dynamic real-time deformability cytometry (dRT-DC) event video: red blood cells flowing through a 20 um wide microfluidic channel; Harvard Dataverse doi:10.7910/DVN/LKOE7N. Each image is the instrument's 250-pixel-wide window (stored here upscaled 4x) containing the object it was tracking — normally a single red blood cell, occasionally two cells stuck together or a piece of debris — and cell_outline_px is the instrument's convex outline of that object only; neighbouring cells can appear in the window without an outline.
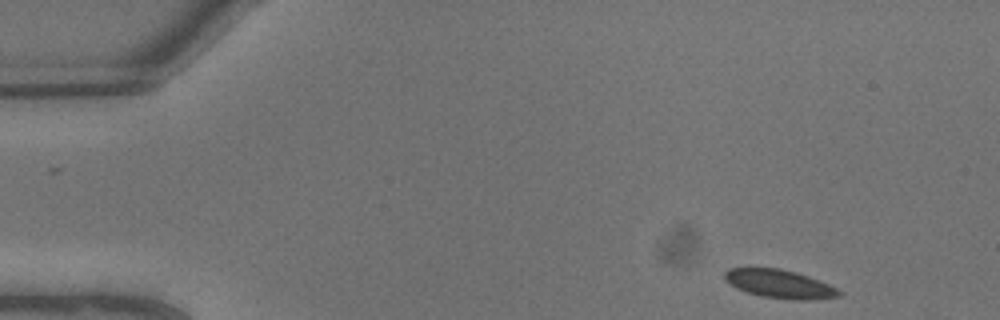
{"species": "common noctule bat (a hibernating species)", "species_latin": "Nyctalus noctula", "temperature_condition": "warm", "stored_images_in_passage": 8, "camera_frame_rate_fps": 3000, "um_per_image_px": 0.085, "animal": {"sex": "male", "body_mass_g": 13.3}, "frame": {"image": 1, "passage_image": 1, "time_ms": 0.0, "image_size_px": [1000, 320], "cell_outline_px": [[844, 292], [840, 296], [808, 300], [796, 300], [760, 296], [736, 288], [724, 276], [724, 272], [728, 268], [780, 268], [796, 272], [808, 276], [828, 284]], "centroid_in_image_um": [66.29, 24.13], "position_along_channel_um": 18.7, "area_um2": 18.79}}
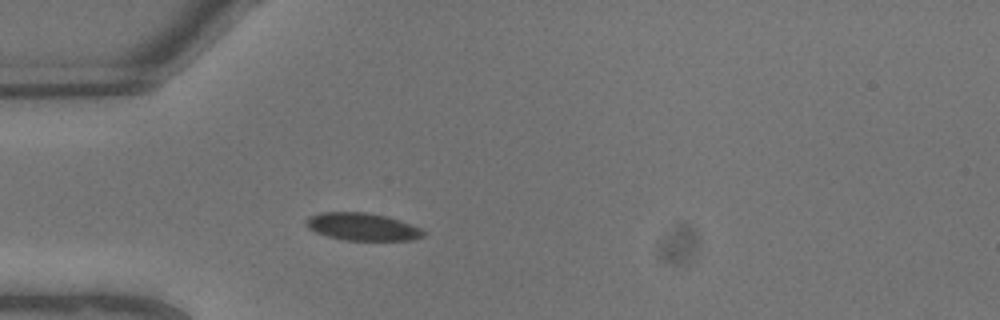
{"frame": {"image": 2, "passage_image": 5, "time_ms": 1.333, "image_size_px": [1000, 320], "cell_outline_px": [[424, 236], [412, 240], [344, 240], [328, 236], [316, 232], [308, 228], [304, 224], [304, 220], [308, 216], [320, 212], [364, 212], [388, 216], [412, 224], [420, 228], [424, 232]], "centroid_in_image_um": [30.77, 19.26], "position_along_channel_um": 54.2, "area_um2": 18.96}}
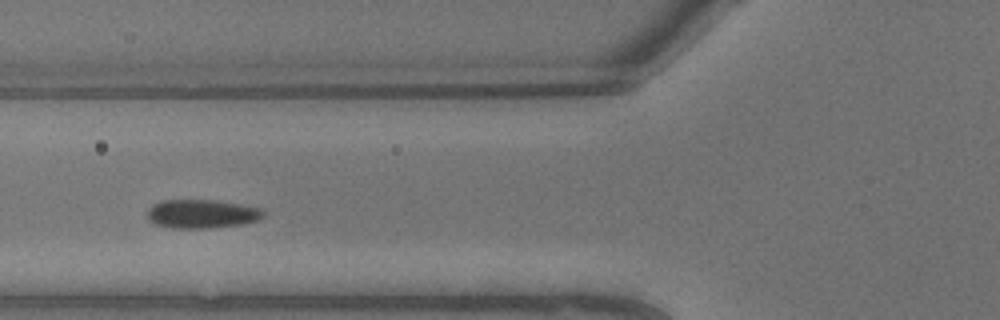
{"frame": {"image": 3, "passage_image": 7, "time_ms": 2.0, "image_size_px": [1000, 320], "cell_outline_px": [[264, 216], [260, 220], [240, 224], [212, 228], [172, 228], [152, 224], [148, 220], [148, 208], [152, 204], [164, 200], [216, 200], [240, 204], [260, 208], [264, 212]], "centroid_in_image_um": [17.13, 18.18], "position_along_channel_um": 108.7, "area_um2": 19.59}}